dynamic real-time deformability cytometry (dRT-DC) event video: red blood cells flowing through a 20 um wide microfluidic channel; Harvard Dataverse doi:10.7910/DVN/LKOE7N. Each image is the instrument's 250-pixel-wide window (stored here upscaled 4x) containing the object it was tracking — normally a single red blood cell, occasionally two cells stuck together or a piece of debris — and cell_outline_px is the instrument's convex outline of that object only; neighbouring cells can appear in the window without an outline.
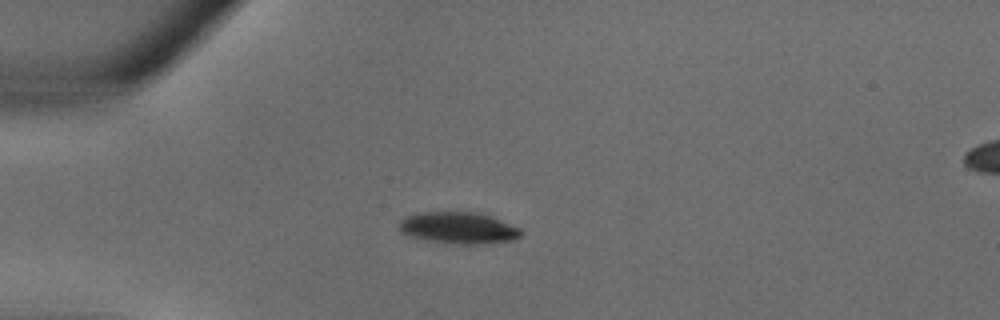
{"species": "common noctule bat (a hibernating species)", "species_latin": "Nyctalus noctula", "temperature_condition": "warm", "stored_images_in_passage": 27, "camera_frame_rate_fps": 3000, "um_per_image_px": 0.085, "animal": {"sex": "male", "body_mass_g": 18.8}, "frame": {"image": 1, "passage_image": 1, "time_ms": 0.0, "image_size_px": [1000, 320], "cell_outline_px": [[524, 232], [520, 236], [512, 240], [476, 244], [460, 244], [428, 240], [412, 236], [400, 232], [400, 220], [408, 216], [420, 212], [476, 212], [492, 216], [520, 228]], "centroid_in_image_um": [39.0, 19.36], "position_along_channel_um": 46.0, "area_um2": 22.2}}
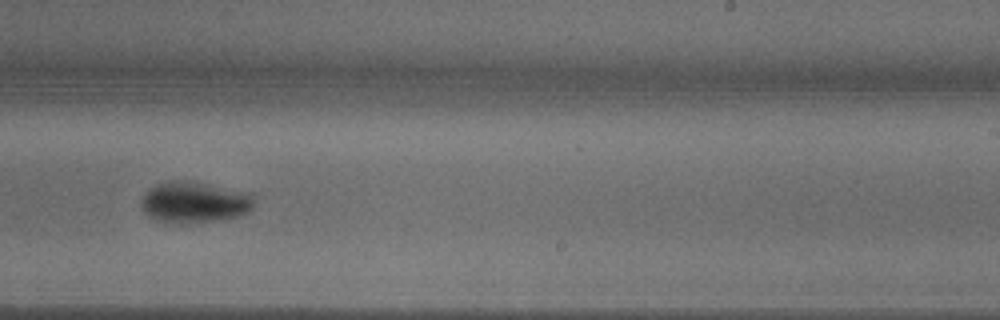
{"frame": {"image": 2, "passage_image": 14, "time_ms": 4.333, "image_size_px": [1000, 320], "cell_outline_px": [[256, 196], [252, 208], [248, 212], [236, 216], [220, 220], [184, 224], [164, 224], [148, 216], [144, 212], [140, 204], [140, 200], [156, 184], [172, 180], [184, 180], [208, 184], [252, 192]], "centroid_in_image_um": [16.54, 17.21], "position_along_channel_um": 272.5, "area_um2": 27.63}}
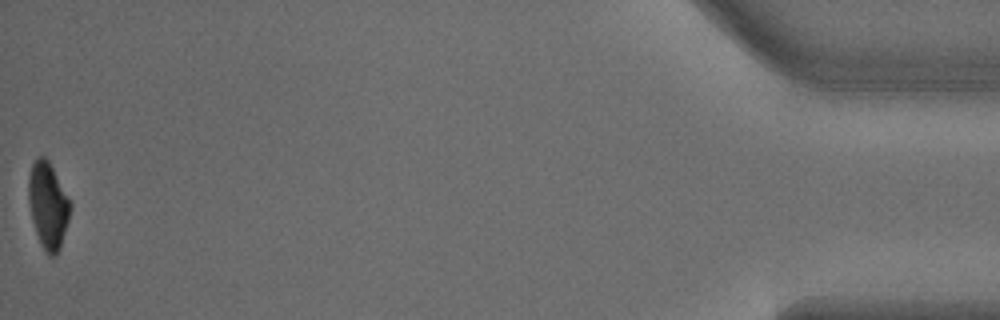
{"frame": {"image": 3, "passage_image": 27, "time_ms": 8.667, "image_size_px": [1000, 320], "cell_outline_px": [[72, 208], [60, 248], [52, 256], [48, 256], [44, 252], [40, 244], [32, 220], [28, 204], [28, 176], [32, 164], [36, 156], [44, 156], [48, 160], [72, 200]], "centroid_in_image_um": [4.09, 17.43], "position_along_channel_um": 431.1, "area_um2": 21.44}}